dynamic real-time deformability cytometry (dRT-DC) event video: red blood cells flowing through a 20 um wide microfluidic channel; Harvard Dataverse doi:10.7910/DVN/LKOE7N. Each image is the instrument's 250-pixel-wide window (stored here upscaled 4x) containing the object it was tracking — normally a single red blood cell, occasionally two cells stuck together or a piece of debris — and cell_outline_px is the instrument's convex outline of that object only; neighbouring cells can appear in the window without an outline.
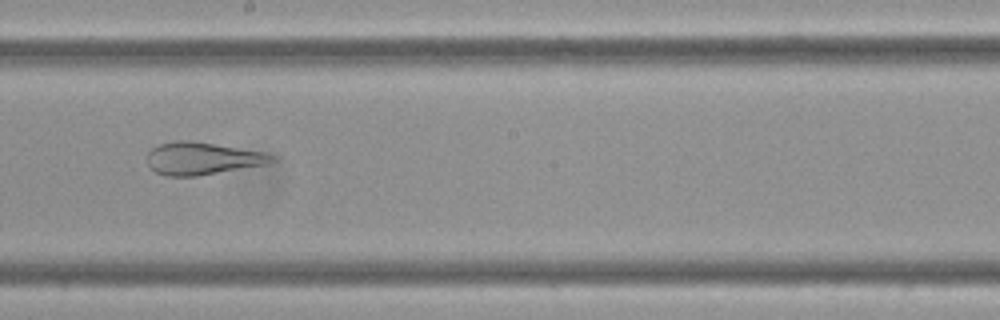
{"species": "Egyptian fruit bat (a non-hibernating species)", "species_latin": "Rousettus aegyptiacus", "temperature_condition": "cold", "stored_images_in_passage": 59, "camera_frame_rate_fps": 3000, "um_per_image_px": 0.085, "frame": {"image": 1, "passage_image": 33, "time_ms": 10.667, "image_size_px": [1000, 320], "cell_outline_px": [[276, 160], [264, 164], [196, 176], [164, 176], [156, 172], [148, 164], [148, 152], [152, 148], [160, 144], [176, 140], [192, 140], [264, 152], [276, 156]], "centroid_in_image_um": [17.17, 13.46], "position_along_channel_um": 231.0, "area_um2": 23.35}}
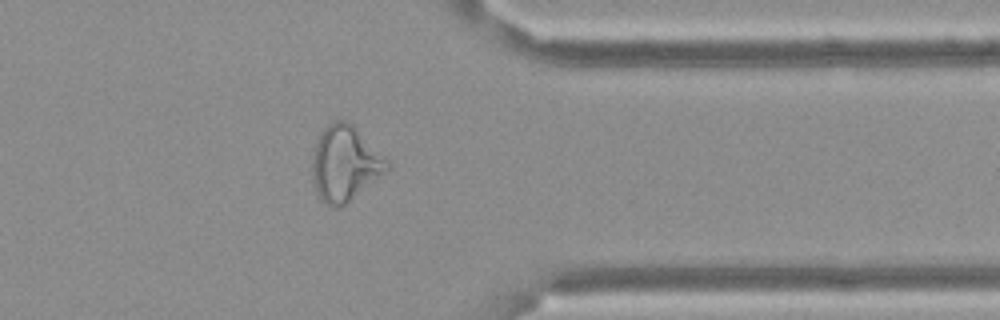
{"frame": {"image": 2, "passage_image": 47, "time_ms": 15.333, "image_size_px": [1000, 320], "cell_outline_px": [[392, 168], [340, 208], [336, 208], [320, 200], [316, 192], [312, 176], [312, 156], [316, 140], [320, 132], [332, 120], [348, 120], [392, 160]], "centroid_in_image_um": [29.37, 13.87], "position_along_channel_um": 382.0, "area_um2": 33.7}}
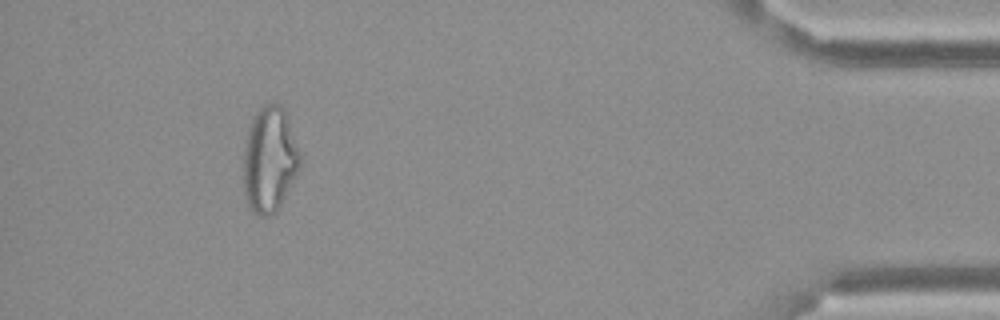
{"frame": {"image": 3, "passage_image": 54, "time_ms": 17.667, "image_size_px": [1000, 320], "cell_outline_px": [[304, 160], [296, 176], [276, 212], [268, 216], [260, 216], [252, 212], [248, 208], [244, 200], [244, 148], [248, 128], [256, 112], [264, 104], [280, 104], [284, 108], [288, 116], [304, 152]], "centroid_in_image_um": [22.97, 13.56], "position_along_channel_um": 412.2, "area_um2": 35.95}}